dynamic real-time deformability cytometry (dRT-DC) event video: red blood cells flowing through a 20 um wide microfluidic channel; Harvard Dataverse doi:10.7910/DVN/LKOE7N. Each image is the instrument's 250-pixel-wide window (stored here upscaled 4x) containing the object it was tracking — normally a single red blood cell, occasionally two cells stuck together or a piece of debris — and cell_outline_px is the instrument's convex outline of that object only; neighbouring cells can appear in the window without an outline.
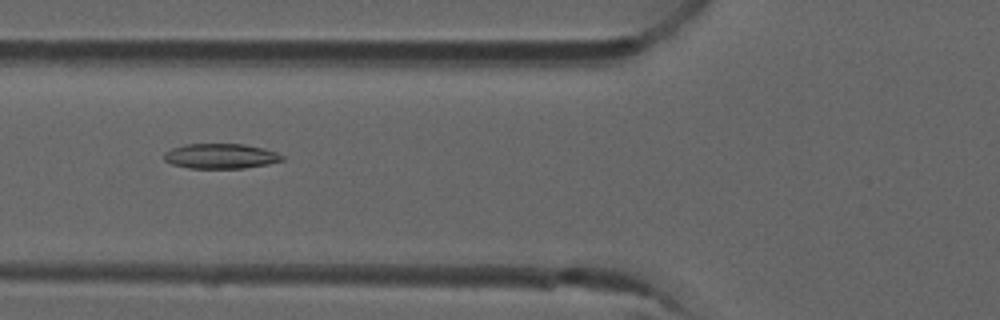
{"species": "common noctule bat (a hibernating species)", "species_latin": "Nyctalus noctula", "temperature_condition": "room temperature", "stored_images_in_passage": 3, "camera_frame_rate_fps": 3000, "um_per_image_px": 0.085, "animal": {"sex": "male", "forearm_length_mm": 52.5}, "frame": {"image": 1, "passage_image": 3, "time_ms": 0.667, "image_size_px": [1000, 320], "cell_outline_px": [[284, 160], [268, 164], [244, 168], [188, 168], [172, 164], [164, 160], [164, 152], [172, 148], [184, 144], [244, 144], [264, 148], [276, 152], [284, 156]], "centroid_in_image_um": [18.76, 13.27], "position_along_channel_um": 107.0, "area_um2": 17.28}}